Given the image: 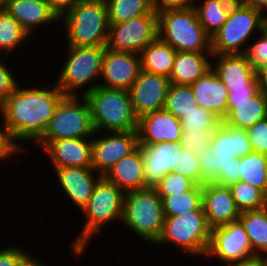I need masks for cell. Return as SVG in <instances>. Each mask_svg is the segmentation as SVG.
I'll use <instances>...</instances> for the list:
<instances>
[{
  "instance_id": "1",
  "label": "cell",
  "mask_w": 267,
  "mask_h": 266,
  "mask_svg": "<svg viewBox=\"0 0 267 266\" xmlns=\"http://www.w3.org/2000/svg\"><path fill=\"white\" fill-rule=\"evenodd\" d=\"M64 96L55 83L48 88L38 85L28 88L19 82L0 107L3 118L1 124L13 135L15 142L26 150L24 144L30 141L37 143L43 137L57 105Z\"/></svg>"
},
{
  "instance_id": "2",
  "label": "cell",
  "mask_w": 267,
  "mask_h": 266,
  "mask_svg": "<svg viewBox=\"0 0 267 266\" xmlns=\"http://www.w3.org/2000/svg\"><path fill=\"white\" fill-rule=\"evenodd\" d=\"M125 193L115 184L102 176L88 203L81 209L86 219L82 229L72 242L73 257H81L89 243L108 223L122 221ZM93 237V238H92Z\"/></svg>"
},
{
  "instance_id": "3",
  "label": "cell",
  "mask_w": 267,
  "mask_h": 266,
  "mask_svg": "<svg viewBox=\"0 0 267 266\" xmlns=\"http://www.w3.org/2000/svg\"><path fill=\"white\" fill-rule=\"evenodd\" d=\"M60 20L67 46H106L109 18L105 0H79Z\"/></svg>"
},
{
  "instance_id": "4",
  "label": "cell",
  "mask_w": 267,
  "mask_h": 266,
  "mask_svg": "<svg viewBox=\"0 0 267 266\" xmlns=\"http://www.w3.org/2000/svg\"><path fill=\"white\" fill-rule=\"evenodd\" d=\"M66 48L65 62L60 67L61 71L55 84L65 95H78L76 93L78 90L80 92L81 88V91L85 90L81 95H86L100 85L98 80H101L99 78L106 46H66Z\"/></svg>"
},
{
  "instance_id": "5",
  "label": "cell",
  "mask_w": 267,
  "mask_h": 266,
  "mask_svg": "<svg viewBox=\"0 0 267 266\" xmlns=\"http://www.w3.org/2000/svg\"><path fill=\"white\" fill-rule=\"evenodd\" d=\"M95 131H132L138 128L129 90L98 86L84 95Z\"/></svg>"
},
{
  "instance_id": "6",
  "label": "cell",
  "mask_w": 267,
  "mask_h": 266,
  "mask_svg": "<svg viewBox=\"0 0 267 266\" xmlns=\"http://www.w3.org/2000/svg\"><path fill=\"white\" fill-rule=\"evenodd\" d=\"M158 37L176 51L212 52L211 37L199 22L195 7L157 11Z\"/></svg>"
},
{
  "instance_id": "7",
  "label": "cell",
  "mask_w": 267,
  "mask_h": 266,
  "mask_svg": "<svg viewBox=\"0 0 267 266\" xmlns=\"http://www.w3.org/2000/svg\"><path fill=\"white\" fill-rule=\"evenodd\" d=\"M164 219L162 199L155 189L125 193L121 224L135 236L154 246L162 234Z\"/></svg>"
},
{
  "instance_id": "8",
  "label": "cell",
  "mask_w": 267,
  "mask_h": 266,
  "mask_svg": "<svg viewBox=\"0 0 267 266\" xmlns=\"http://www.w3.org/2000/svg\"><path fill=\"white\" fill-rule=\"evenodd\" d=\"M252 152L248 133L222 122L213 133L210 145L196 151L200 163L201 185L212 183L232 158Z\"/></svg>"
},
{
  "instance_id": "9",
  "label": "cell",
  "mask_w": 267,
  "mask_h": 266,
  "mask_svg": "<svg viewBox=\"0 0 267 266\" xmlns=\"http://www.w3.org/2000/svg\"><path fill=\"white\" fill-rule=\"evenodd\" d=\"M266 26L263 12L239 4L231 6L226 22L211 37L212 54H245L253 34L256 36Z\"/></svg>"
},
{
  "instance_id": "10",
  "label": "cell",
  "mask_w": 267,
  "mask_h": 266,
  "mask_svg": "<svg viewBox=\"0 0 267 266\" xmlns=\"http://www.w3.org/2000/svg\"><path fill=\"white\" fill-rule=\"evenodd\" d=\"M211 233L204 211H189L179 216L165 217L162 234L155 246L163 248L171 245L188 255L204 258L209 250Z\"/></svg>"
},
{
  "instance_id": "11",
  "label": "cell",
  "mask_w": 267,
  "mask_h": 266,
  "mask_svg": "<svg viewBox=\"0 0 267 266\" xmlns=\"http://www.w3.org/2000/svg\"><path fill=\"white\" fill-rule=\"evenodd\" d=\"M91 110L84 95H65L57 105L43 137L36 143L43 150L51 141L91 138L94 135Z\"/></svg>"
},
{
  "instance_id": "12",
  "label": "cell",
  "mask_w": 267,
  "mask_h": 266,
  "mask_svg": "<svg viewBox=\"0 0 267 266\" xmlns=\"http://www.w3.org/2000/svg\"><path fill=\"white\" fill-rule=\"evenodd\" d=\"M157 37L158 14L153 9L149 14L122 23H109L106 48L140 55L142 50Z\"/></svg>"
},
{
  "instance_id": "13",
  "label": "cell",
  "mask_w": 267,
  "mask_h": 266,
  "mask_svg": "<svg viewBox=\"0 0 267 266\" xmlns=\"http://www.w3.org/2000/svg\"><path fill=\"white\" fill-rule=\"evenodd\" d=\"M215 257L227 265L258 258L252 251L248 234L240 220L212 229L206 258Z\"/></svg>"
},
{
  "instance_id": "14",
  "label": "cell",
  "mask_w": 267,
  "mask_h": 266,
  "mask_svg": "<svg viewBox=\"0 0 267 266\" xmlns=\"http://www.w3.org/2000/svg\"><path fill=\"white\" fill-rule=\"evenodd\" d=\"M95 131L92 138V168L104 176L108 170L123 157L131 154L138 146V132L132 131Z\"/></svg>"
},
{
  "instance_id": "15",
  "label": "cell",
  "mask_w": 267,
  "mask_h": 266,
  "mask_svg": "<svg viewBox=\"0 0 267 266\" xmlns=\"http://www.w3.org/2000/svg\"><path fill=\"white\" fill-rule=\"evenodd\" d=\"M169 85V78L141 70L129 89L135 116L163 109Z\"/></svg>"
},
{
  "instance_id": "16",
  "label": "cell",
  "mask_w": 267,
  "mask_h": 266,
  "mask_svg": "<svg viewBox=\"0 0 267 266\" xmlns=\"http://www.w3.org/2000/svg\"><path fill=\"white\" fill-rule=\"evenodd\" d=\"M140 71V55L106 48L102 62L100 86L129 90Z\"/></svg>"
},
{
  "instance_id": "17",
  "label": "cell",
  "mask_w": 267,
  "mask_h": 266,
  "mask_svg": "<svg viewBox=\"0 0 267 266\" xmlns=\"http://www.w3.org/2000/svg\"><path fill=\"white\" fill-rule=\"evenodd\" d=\"M62 194L66 195L76 208L81 209L88 203L93 190L102 175L92 167H53Z\"/></svg>"
},
{
  "instance_id": "18",
  "label": "cell",
  "mask_w": 267,
  "mask_h": 266,
  "mask_svg": "<svg viewBox=\"0 0 267 266\" xmlns=\"http://www.w3.org/2000/svg\"><path fill=\"white\" fill-rule=\"evenodd\" d=\"M202 207L211 229L237 221L241 214L230 188L215 183L202 185Z\"/></svg>"
},
{
  "instance_id": "19",
  "label": "cell",
  "mask_w": 267,
  "mask_h": 266,
  "mask_svg": "<svg viewBox=\"0 0 267 266\" xmlns=\"http://www.w3.org/2000/svg\"><path fill=\"white\" fill-rule=\"evenodd\" d=\"M143 154L144 188L155 189L160 180L173 172L176 164V151L182 147V141L139 144Z\"/></svg>"
},
{
  "instance_id": "20",
  "label": "cell",
  "mask_w": 267,
  "mask_h": 266,
  "mask_svg": "<svg viewBox=\"0 0 267 266\" xmlns=\"http://www.w3.org/2000/svg\"><path fill=\"white\" fill-rule=\"evenodd\" d=\"M139 144L182 141V124L165 108L138 118Z\"/></svg>"
},
{
  "instance_id": "21",
  "label": "cell",
  "mask_w": 267,
  "mask_h": 266,
  "mask_svg": "<svg viewBox=\"0 0 267 266\" xmlns=\"http://www.w3.org/2000/svg\"><path fill=\"white\" fill-rule=\"evenodd\" d=\"M43 152L52 167H92V138L53 140Z\"/></svg>"
},
{
  "instance_id": "22",
  "label": "cell",
  "mask_w": 267,
  "mask_h": 266,
  "mask_svg": "<svg viewBox=\"0 0 267 266\" xmlns=\"http://www.w3.org/2000/svg\"><path fill=\"white\" fill-rule=\"evenodd\" d=\"M211 68L227 89L249 87L256 79V70L245 54H213Z\"/></svg>"
},
{
  "instance_id": "23",
  "label": "cell",
  "mask_w": 267,
  "mask_h": 266,
  "mask_svg": "<svg viewBox=\"0 0 267 266\" xmlns=\"http://www.w3.org/2000/svg\"><path fill=\"white\" fill-rule=\"evenodd\" d=\"M6 11L30 36L40 27L61 22L46 0H7Z\"/></svg>"
},
{
  "instance_id": "24",
  "label": "cell",
  "mask_w": 267,
  "mask_h": 266,
  "mask_svg": "<svg viewBox=\"0 0 267 266\" xmlns=\"http://www.w3.org/2000/svg\"><path fill=\"white\" fill-rule=\"evenodd\" d=\"M197 105L217 114L222 120L226 116L229 91L211 68L190 85Z\"/></svg>"
},
{
  "instance_id": "25",
  "label": "cell",
  "mask_w": 267,
  "mask_h": 266,
  "mask_svg": "<svg viewBox=\"0 0 267 266\" xmlns=\"http://www.w3.org/2000/svg\"><path fill=\"white\" fill-rule=\"evenodd\" d=\"M104 177L117 185L124 193L144 189V163L142 150L138 146L111 167Z\"/></svg>"
},
{
  "instance_id": "26",
  "label": "cell",
  "mask_w": 267,
  "mask_h": 266,
  "mask_svg": "<svg viewBox=\"0 0 267 266\" xmlns=\"http://www.w3.org/2000/svg\"><path fill=\"white\" fill-rule=\"evenodd\" d=\"M212 55V52L177 51L169 77L170 84H193L211 69Z\"/></svg>"
},
{
  "instance_id": "27",
  "label": "cell",
  "mask_w": 267,
  "mask_h": 266,
  "mask_svg": "<svg viewBox=\"0 0 267 266\" xmlns=\"http://www.w3.org/2000/svg\"><path fill=\"white\" fill-rule=\"evenodd\" d=\"M265 118H267V97L259 91L248 101L227 102L223 123L236 129L247 130Z\"/></svg>"
},
{
  "instance_id": "28",
  "label": "cell",
  "mask_w": 267,
  "mask_h": 266,
  "mask_svg": "<svg viewBox=\"0 0 267 266\" xmlns=\"http://www.w3.org/2000/svg\"><path fill=\"white\" fill-rule=\"evenodd\" d=\"M176 52L172 46L157 37L140 53L141 70L169 78Z\"/></svg>"
},
{
  "instance_id": "29",
  "label": "cell",
  "mask_w": 267,
  "mask_h": 266,
  "mask_svg": "<svg viewBox=\"0 0 267 266\" xmlns=\"http://www.w3.org/2000/svg\"><path fill=\"white\" fill-rule=\"evenodd\" d=\"M239 220L248 234L253 253L258 258H265L267 256V206L258 210L243 211Z\"/></svg>"
},
{
  "instance_id": "30",
  "label": "cell",
  "mask_w": 267,
  "mask_h": 266,
  "mask_svg": "<svg viewBox=\"0 0 267 266\" xmlns=\"http://www.w3.org/2000/svg\"><path fill=\"white\" fill-rule=\"evenodd\" d=\"M239 180L259 188L267 196V155L252 151L240 157Z\"/></svg>"
},
{
  "instance_id": "31",
  "label": "cell",
  "mask_w": 267,
  "mask_h": 266,
  "mask_svg": "<svg viewBox=\"0 0 267 266\" xmlns=\"http://www.w3.org/2000/svg\"><path fill=\"white\" fill-rule=\"evenodd\" d=\"M198 3L196 2L194 7L199 22L204 31L212 37L226 22L231 6L219 0H199Z\"/></svg>"
},
{
  "instance_id": "32",
  "label": "cell",
  "mask_w": 267,
  "mask_h": 266,
  "mask_svg": "<svg viewBox=\"0 0 267 266\" xmlns=\"http://www.w3.org/2000/svg\"><path fill=\"white\" fill-rule=\"evenodd\" d=\"M164 217L179 216L189 211L203 210L202 185L196 184L192 189L167 197H160Z\"/></svg>"
},
{
  "instance_id": "33",
  "label": "cell",
  "mask_w": 267,
  "mask_h": 266,
  "mask_svg": "<svg viewBox=\"0 0 267 266\" xmlns=\"http://www.w3.org/2000/svg\"><path fill=\"white\" fill-rule=\"evenodd\" d=\"M29 37L31 36L6 10L0 11V55L7 57L10 53L13 54Z\"/></svg>"
},
{
  "instance_id": "34",
  "label": "cell",
  "mask_w": 267,
  "mask_h": 266,
  "mask_svg": "<svg viewBox=\"0 0 267 266\" xmlns=\"http://www.w3.org/2000/svg\"><path fill=\"white\" fill-rule=\"evenodd\" d=\"M109 23H122L129 19L149 14L154 9V0H105Z\"/></svg>"
},
{
  "instance_id": "35",
  "label": "cell",
  "mask_w": 267,
  "mask_h": 266,
  "mask_svg": "<svg viewBox=\"0 0 267 266\" xmlns=\"http://www.w3.org/2000/svg\"><path fill=\"white\" fill-rule=\"evenodd\" d=\"M197 106L190 85H169L164 108L178 120Z\"/></svg>"
},
{
  "instance_id": "36",
  "label": "cell",
  "mask_w": 267,
  "mask_h": 266,
  "mask_svg": "<svg viewBox=\"0 0 267 266\" xmlns=\"http://www.w3.org/2000/svg\"><path fill=\"white\" fill-rule=\"evenodd\" d=\"M237 208L243 212L267 206V196L257 187L239 180L229 186Z\"/></svg>"
},
{
  "instance_id": "37",
  "label": "cell",
  "mask_w": 267,
  "mask_h": 266,
  "mask_svg": "<svg viewBox=\"0 0 267 266\" xmlns=\"http://www.w3.org/2000/svg\"><path fill=\"white\" fill-rule=\"evenodd\" d=\"M182 132H202L203 130L218 129L223 120L215 113L197 106L180 120Z\"/></svg>"
},
{
  "instance_id": "38",
  "label": "cell",
  "mask_w": 267,
  "mask_h": 266,
  "mask_svg": "<svg viewBox=\"0 0 267 266\" xmlns=\"http://www.w3.org/2000/svg\"><path fill=\"white\" fill-rule=\"evenodd\" d=\"M173 172L188 177L196 184L201 185V172L198 156L183 146L176 151V164Z\"/></svg>"
},
{
  "instance_id": "39",
  "label": "cell",
  "mask_w": 267,
  "mask_h": 266,
  "mask_svg": "<svg viewBox=\"0 0 267 266\" xmlns=\"http://www.w3.org/2000/svg\"><path fill=\"white\" fill-rule=\"evenodd\" d=\"M196 183L188 177L177 172L167 173L155 188L160 197H167L192 189Z\"/></svg>"
},
{
  "instance_id": "40",
  "label": "cell",
  "mask_w": 267,
  "mask_h": 266,
  "mask_svg": "<svg viewBox=\"0 0 267 266\" xmlns=\"http://www.w3.org/2000/svg\"><path fill=\"white\" fill-rule=\"evenodd\" d=\"M259 34L258 40H255V37L253 38L254 43L251 40L245 53L255 70L267 64V26Z\"/></svg>"
},
{
  "instance_id": "41",
  "label": "cell",
  "mask_w": 267,
  "mask_h": 266,
  "mask_svg": "<svg viewBox=\"0 0 267 266\" xmlns=\"http://www.w3.org/2000/svg\"><path fill=\"white\" fill-rule=\"evenodd\" d=\"M246 131L252 151L267 155V118L255 123Z\"/></svg>"
},
{
  "instance_id": "42",
  "label": "cell",
  "mask_w": 267,
  "mask_h": 266,
  "mask_svg": "<svg viewBox=\"0 0 267 266\" xmlns=\"http://www.w3.org/2000/svg\"><path fill=\"white\" fill-rule=\"evenodd\" d=\"M1 56V55H0ZM4 55L0 57V107L6 102L10 94L18 85L16 73L9 68V65L4 62Z\"/></svg>"
},
{
  "instance_id": "43",
  "label": "cell",
  "mask_w": 267,
  "mask_h": 266,
  "mask_svg": "<svg viewBox=\"0 0 267 266\" xmlns=\"http://www.w3.org/2000/svg\"><path fill=\"white\" fill-rule=\"evenodd\" d=\"M215 130H203L202 132H182V146L193 153L210 145Z\"/></svg>"
},
{
  "instance_id": "44",
  "label": "cell",
  "mask_w": 267,
  "mask_h": 266,
  "mask_svg": "<svg viewBox=\"0 0 267 266\" xmlns=\"http://www.w3.org/2000/svg\"><path fill=\"white\" fill-rule=\"evenodd\" d=\"M23 149L15 142L13 135L6 129L4 124L0 126V162L21 154ZM1 165V164H0Z\"/></svg>"
},
{
  "instance_id": "45",
  "label": "cell",
  "mask_w": 267,
  "mask_h": 266,
  "mask_svg": "<svg viewBox=\"0 0 267 266\" xmlns=\"http://www.w3.org/2000/svg\"><path fill=\"white\" fill-rule=\"evenodd\" d=\"M239 181V158L230 159V163L217 175L212 183L227 186Z\"/></svg>"
},
{
  "instance_id": "46",
  "label": "cell",
  "mask_w": 267,
  "mask_h": 266,
  "mask_svg": "<svg viewBox=\"0 0 267 266\" xmlns=\"http://www.w3.org/2000/svg\"><path fill=\"white\" fill-rule=\"evenodd\" d=\"M27 251L11 244L7 248H0V266H18L20 258Z\"/></svg>"
},
{
  "instance_id": "47",
  "label": "cell",
  "mask_w": 267,
  "mask_h": 266,
  "mask_svg": "<svg viewBox=\"0 0 267 266\" xmlns=\"http://www.w3.org/2000/svg\"><path fill=\"white\" fill-rule=\"evenodd\" d=\"M229 95L227 102H243L248 101L251 97L256 95L259 90V83L256 79L249 87L239 89H228Z\"/></svg>"
},
{
  "instance_id": "48",
  "label": "cell",
  "mask_w": 267,
  "mask_h": 266,
  "mask_svg": "<svg viewBox=\"0 0 267 266\" xmlns=\"http://www.w3.org/2000/svg\"><path fill=\"white\" fill-rule=\"evenodd\" d=\"M50 6L51 11L60 20L65 14H67L79 0H46Z\"/></svg>"
},
{
  "instance_id": "49",
  "label": "cell",
  "mask_w": 267,
  "mask_h": 266,
  "mask_svg": "<svg viewBox=\"0 0 267 266\" xmlns=\"http://www.w3.org/2000/svg\"><path fill=\"white\" fill-rule=\"evenodd\" d=\"M197 0H154L156 11L176 8L194 7Z\"/></svg>"
},
{
  "instance_id": "50",
  "label": "cell",
  "mask_w": 267,
  "mask_h": 266,
  "mask_svg": "<svg viewBox=\"0 0 267 266\" xmlns=\"http://www.w3.org/2000/svg\"><path fill=\"white\" fill-rule=\"evenodd\" d=\"M259 90L267 97V64L256 70Z\"/></svg>"
},
{
  "instance_id": "51",
  "label": "cell",
  "mask_w": 267,
  "mask_h": 266,
  "mask_svg": "<svg viewBox=\"0 0 267 266\" xmlns=\"http://www.w3.org/2000/svg\"><path fill=\"white\" fill-rule=\"evenodd\" d=\"M239 5L252 7L267 16V0H238Z\"/></svg>"
},
{
  "instance_id": "52",
  "label": "cell",
  "mask_w": 267,
  "mask_h": 266,
  "mask_svg": "<svg viewBox=\"0 0 267 266\" xmlns=\"http://www.w3.org/2000/svg\"><path fill=\"white\" fill-rule=\"evenodd\" d=\"M18 266H47L40 262V259L32 255V252H26L19 260Z\"/></svg>"
},
{
  "instance_id": "53",
  "label": "cell",
  "mask_w": 267,
  "mask_h": 266,
  "mask_svg": "<svg viewBox=\"0 0 267 266\" xmlns=\"http://www.w3.org/2000/svg\"><path fill=\"white\" fill-rule=\"evenodd\" d=\"M228 266H267L265 258H256L245 263H235Z\"/></svg>"
},
{
  "instance_id": "54",
  "label": "cell",
  "mask_w": 267,
  "mask_h": 266,
  "mask_svg": "<svg viewBox=\"0 0 267 266\" xmlns=\"http://www.w3.org/2000/svg\"><path fill=\"white\" fill-rule=\"evenodd\" d=\"M219 1H222V2H224L226 4H229L230 6H234V5H238L239 4L238 0H219Z\"/></svg>"
},
{
  "instance_id": "55",
  "label": "cell",
  "mask_w": 267,
  "mask_h": 266,
  "mask_svg": "<svg viewBox=\"0 0 267 266\" xmlns=\"http://www.w3.org/2000/svg\"><path fill=\"white\" fill-rule=\"evenodd\" d=\"M7 0H0V11L6 10Z\"/></svg>"
}]
</instances>
